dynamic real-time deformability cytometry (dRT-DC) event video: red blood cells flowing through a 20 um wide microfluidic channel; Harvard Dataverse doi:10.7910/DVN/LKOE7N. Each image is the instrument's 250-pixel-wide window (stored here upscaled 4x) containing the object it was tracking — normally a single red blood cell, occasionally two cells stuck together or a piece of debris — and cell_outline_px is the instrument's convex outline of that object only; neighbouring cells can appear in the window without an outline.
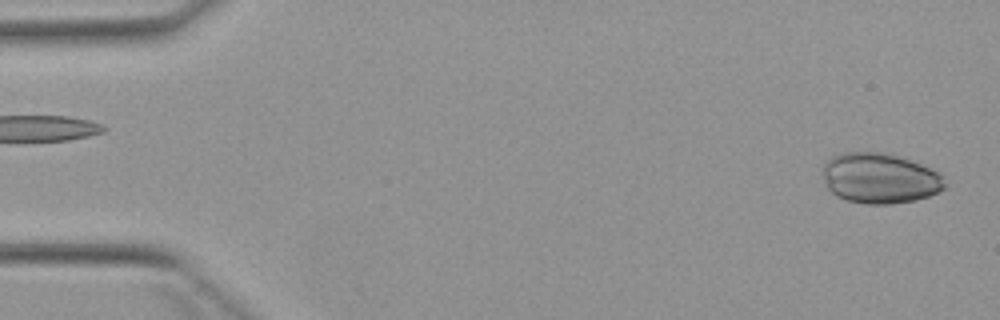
{"species": "Egyptian fruit bat (a non-hibernating species)", "species_latin": "Rousettus aegyptiacus", "temperature_condition": "warm", "stored_images_in_passage": 4, "segment_of_instrument_passage": [2, 2], "camera_frame_rate_fps": 3000, "um_per_image_px": 0.085, "animal": {"sex": "female"}, "frame": {"image": 1, "passage_image": 4, "time_ms": 5.0, "image_size_px": [1000, 320], "cell_outline_px": [[948, 184], [944, 188], [928, 196], [916, 200], [892, 204], [868, 204], [848, 200], [836, 196], [828, 188], [824, 180], [820, 168], [832, 156], [844, 152], [884, 152], [900, 156], [912, 160], [936, 172]], "centroid_in_image_um": [74.74, 15.14], "position_along_channel_um": 10.3, "area_um2": 35.89}}